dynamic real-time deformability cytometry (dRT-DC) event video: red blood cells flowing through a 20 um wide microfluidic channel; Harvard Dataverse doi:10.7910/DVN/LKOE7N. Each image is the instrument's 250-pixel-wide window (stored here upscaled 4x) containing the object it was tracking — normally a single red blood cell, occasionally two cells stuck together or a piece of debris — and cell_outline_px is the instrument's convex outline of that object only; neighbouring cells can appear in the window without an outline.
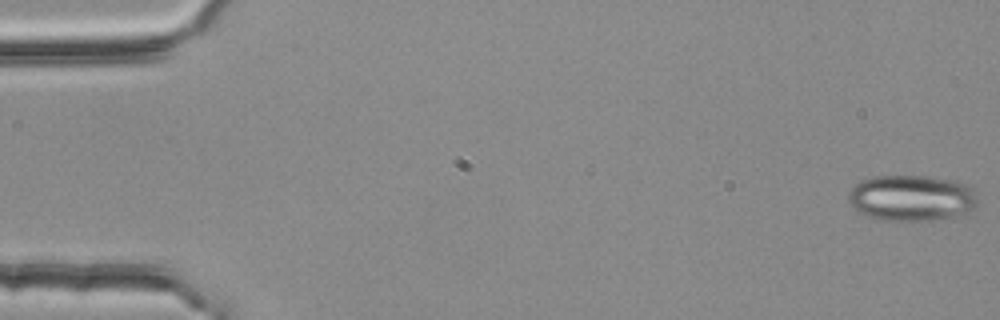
{"species": "common noctule bat (a hibernating species)", "species_latin": "Nyctalus noctula", "temperature_condition": "room temperature", "stored_images_in_passage": 55, "camera_frame_rate_fps": 3000, "um_per_image_px": 0.085, "animal": {"sex": "female", "body_mass_g": 25.1}, "frame": {"image": 1, "passage_image": 1, "time_ms": 0.0, "image_size_px": [1000, 320], "cell_outline_px": [[976, 208], [952, 216], [932, 220], [884, 220], [864, 216], [852, 208], [848, 200], [848, 192], [860, 180], [872, 176], [928, 176], [952, 180], [964, 184], [972, 188], [976, 196]], "centroid_in_image_um": [77.42, 16.82], "position_along_channel_um": 7.6, "area_um2": 34.62}}
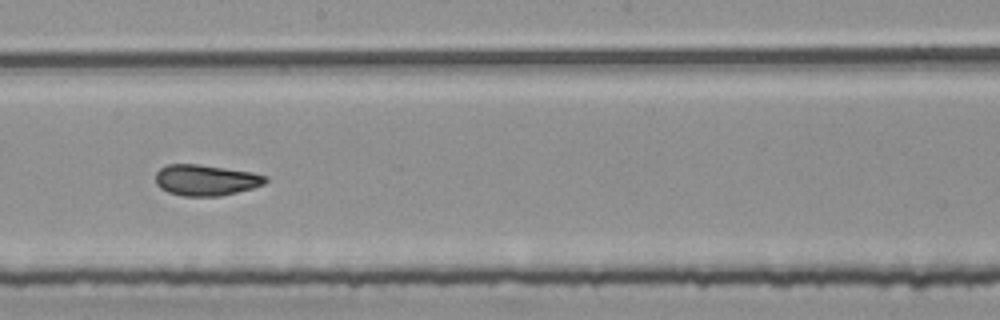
{"frame": {"image": 2, "passage_image": 31, "time_ms": 10.0, "image_size_px": [1000, 320], "cell_outline_px": [[268, 180], [264, 184], [252, 188], [220, 196], [184, 196], [168, 192], [160, 188], [156, 184], [156, 172], [160, 168], [168, 164], [200, 164], [252, 172], [268, 176]], "centroid_in_image_um": [17.49, 15.3], "position_along_channel_um": 230.7, "area_um2": 19.88}}
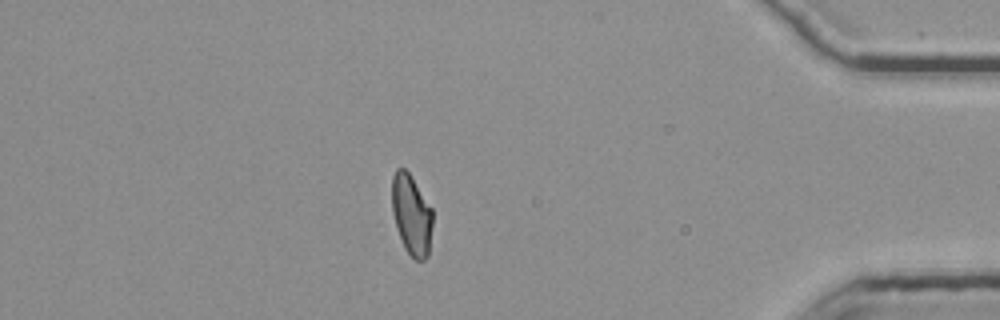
{"frame": {"image": 3, "passage_image": 48, "time_ms": 15.667, "image_size_px": [1000, 320], "cell_outline_px": [[432, 224], [428, 256], [424, 260], [416, 260], [404, 248], [396, 228], [392, 212], [392, 176], [396, 168], [404, 168], [408, 172], [432, 208]], "centroid_in_image_um": [34.96, 18.25], "position_along_channel_um": 400.2, "area_um2": 19.02}, "authors_computed_cell_mechanics": {"area_um2": 20.3456, "velocity_mm_per_s": 3.7443, "shape_relaxation_time_tau1_ms": null, "shape_relaxation_time_tau2_ms": 2.3651, "deformation_change_tau1": null, "deformation_change_tau2": 0.081}}